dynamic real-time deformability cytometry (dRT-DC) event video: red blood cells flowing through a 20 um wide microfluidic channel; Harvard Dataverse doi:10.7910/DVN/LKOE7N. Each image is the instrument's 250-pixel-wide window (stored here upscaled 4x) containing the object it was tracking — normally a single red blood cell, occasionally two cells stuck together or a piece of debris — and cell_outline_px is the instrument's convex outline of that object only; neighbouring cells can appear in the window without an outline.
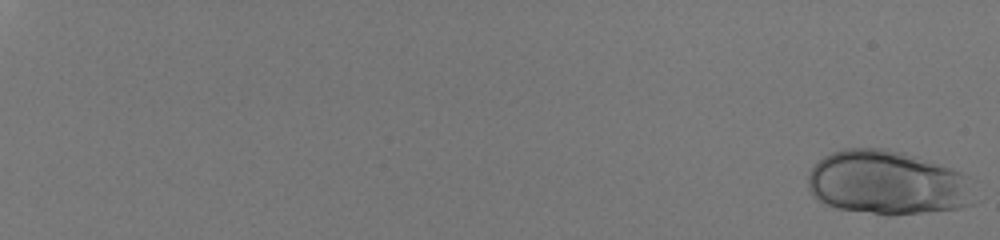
{"species": "human", "species_latin": "Homo sapiens", "temperature_condition": "room temperature", "stored_images_in_passage": 53, "camera_frame_rate_fps": 3000, "um_per_image_px": 0.085, "donor": {"sex": "male"}, "frame": {"image": 1, "passage_image": 1, "time_ms": 0.0, "image_size_px": [1000, 240], "cell_outline_px": [[972, 204], [960, 208], [920, 212], [872, 212], [836, 208], [824, 204], [812, 196], [808, 188], [808, 172], [824, 156], [832, 152], [844, 148], [888, 148], [904, 152], [952, 168], [968, 176]], "centroid_in_image_um": [75.37, 15.49], "position_along_channel_um": 9.6, "area_um2": 61.33}}
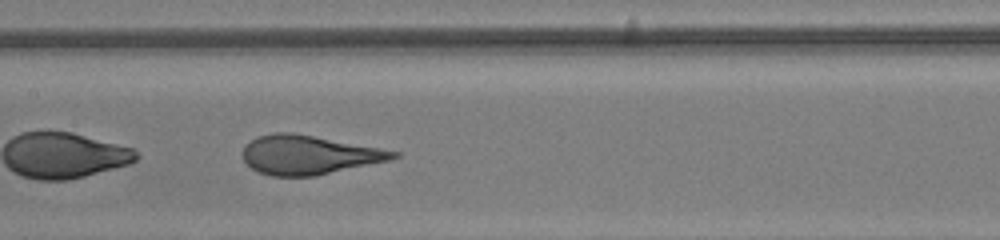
{"frame": {"image": 2, "passage_image": 35, "time_ms": 11.333, "image_size_px": [1000, 240], "cell_outline_px": [[400, 156], [392, 160], [312, 176], [272, 176], [260, 172], [252, 168], [244, 160], [240, 152], [244, 144], [256, 136], [272, 132], [292, 132], [380, 148], [400, 152]], "centroid_in_image_um": [26.21, 13.15], "position_along_channel_um": 181.2, "area_um2": 34.33}}
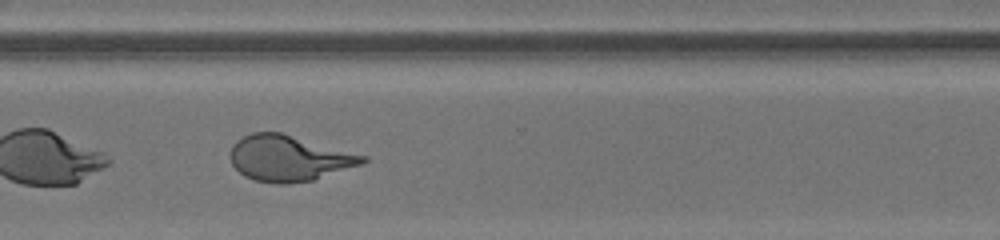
{"frame": {"image": 3, "passage_image": 47, "time_ms": 15.333, "image_size_px": [1000, 240], "cell_outline_px": [[368, 160], [364, 164], [312, 180], [288, 184], [276, 184], [256, 180], [244, 176], [232, 164], [228, 156], [232, 144], [236, 140], [252, 132], [280, 132], [368, 156]], "centroid_in_image_um": [24.55, 13.45], "position_along_channel_um": 346.0, "area_um2": 35.49}}